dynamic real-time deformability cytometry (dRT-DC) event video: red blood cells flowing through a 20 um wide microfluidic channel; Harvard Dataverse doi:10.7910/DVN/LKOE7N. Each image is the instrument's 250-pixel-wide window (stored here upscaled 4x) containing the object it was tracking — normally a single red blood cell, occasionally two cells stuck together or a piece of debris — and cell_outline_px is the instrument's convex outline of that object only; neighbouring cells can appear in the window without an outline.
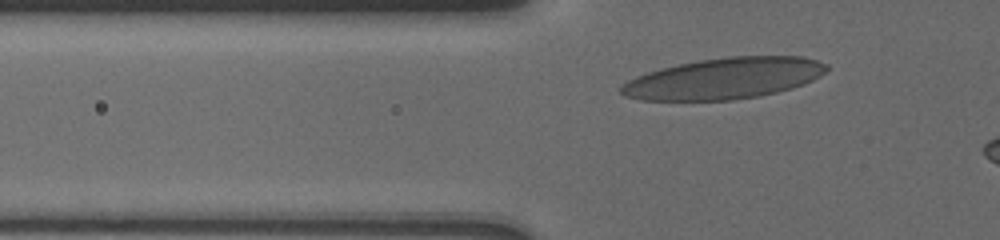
{"species": "human", "species_latin": "Homo sapiens", "temperature_condition": "cold", "stored_images_in_passage": 7, "camera_frame_rate_fps": 3000, "um_per_image_px": 0.085, "donor": {"sex": "male"}, "frame": {"image": 1, "passage_image": 5, "time_ms": 2.0, "image_size_px": [1000, 240], "cell_outline_px": [[828, 68], [820, 76], [804, 84], [792, 88], [760, 96], [732, 100], [640, 100], [628, 96], [620, 92], [620, 88], [628, 80], [636, 76], [660, 68], [700, 60], [728, 56], [804, 56], [828, 64]], "centroid_in_image_um": [61.58, 6.66], "position_along_channel_um": 64.2, "area_um2": 49.13}}